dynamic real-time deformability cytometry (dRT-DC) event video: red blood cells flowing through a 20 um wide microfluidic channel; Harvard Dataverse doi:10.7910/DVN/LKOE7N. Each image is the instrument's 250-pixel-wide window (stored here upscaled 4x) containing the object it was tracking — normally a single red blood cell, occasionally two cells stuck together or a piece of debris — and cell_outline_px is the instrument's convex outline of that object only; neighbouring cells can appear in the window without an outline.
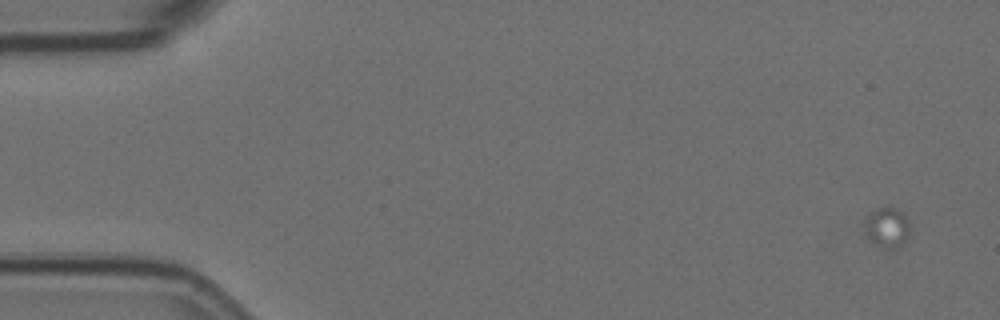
{"species": "Egyptian fruit bat (a non-hibernating species)", "species_latin": "Rousettus aegyptiacus", "temperature_condition": "room temperature", "stored_images_in_passage": 6, "segment_of_instrument_passage": [2, 2], "camera_frame_rate_fps": 3000, "um_per_image_px": 0.085, "animal": {"sex": "female"}, "frame": {"image": 1, "passage_image": 6, "time_ms": 1.667, "image_size_px": [1000, 320], "cell_outline_px": [[912, 232], [904, 244], [896, 248], [884, 248], [868, 240], [864, 232], [868, 216], [872, 212], [880, 208], [896, 208], [912, 224]], "centroid_in_image_um": [75.47, 19.38], "position_along_channel_um": 9.5, "area_um2": 10.69}}